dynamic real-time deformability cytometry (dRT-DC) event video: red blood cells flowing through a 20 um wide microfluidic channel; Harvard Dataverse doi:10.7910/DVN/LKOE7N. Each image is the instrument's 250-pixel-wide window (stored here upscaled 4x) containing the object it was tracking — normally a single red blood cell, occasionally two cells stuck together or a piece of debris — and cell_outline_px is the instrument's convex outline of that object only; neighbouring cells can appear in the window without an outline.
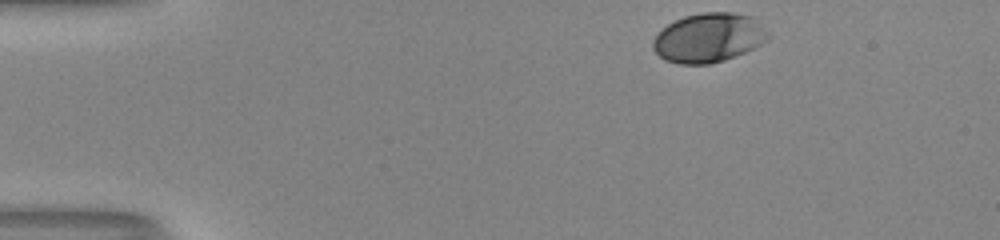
{"species": "human", "species_latin": "Homo sapiens", "temperature_condition": "room temperature", "stored_images_in_passage": 37, "camera_frame_rate_fps": 3000, "um_per_image_px": 0.085, "donor": {"sex": "male"}, "frame": {"image": 1, "passage_image": 1, "time_ms": 0.0, "image_size_px": [1000, 240], "cell_outline_px": [[768, 40], [744, 52], [724, 60], [708, 64], [680, 64], [664, 60], [652, 48], [652, 40], [668, 24], [684, 16], [704, 12], [732, 12], [752, 16], [764, 32]], "centroid_in_image_um": [60.17, 3.21], "position_along_channel_um": 24.8, "area_um2": 32.43}}
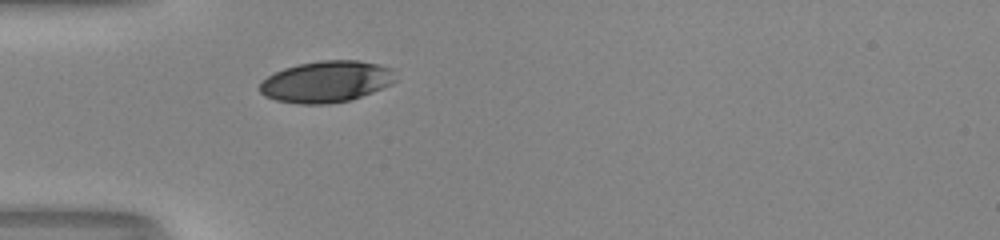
{"frame": {"image": 2, "passage_image": 10, "time_ms": 3.0, "image_size_px": [1000, 240], "cell_outline_px": [[396, 80], [392, 84], [352, 100], [328, 104], [300, 104], [276, 100], [264, 96], [260, 92], [260, 84], [268, 76], [284, 68], [300, 64], [320, 60], [360, 60], [380, 64], [396, 68]], "centroid_in_image_um": [27.81, 6.93], "position_along_channel_um": 57.2, "area_um2": 33.12}}
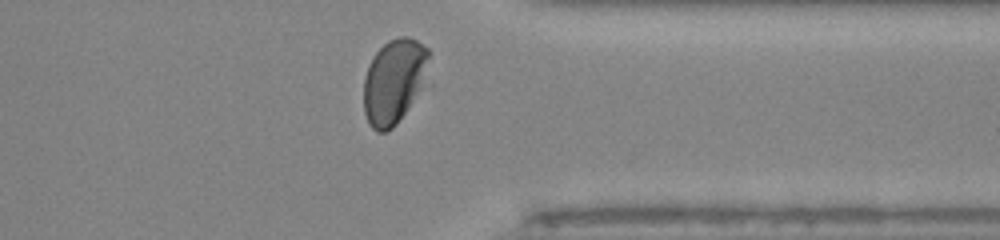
{"frame": {"image": 3, "passage_image": 35, "time_ms": 11.333, "image_size_px": [1000, 240], "cell_outline_px": [[432, 52], [420, 84], [416, 92], [404, 112], [396, 124], [392, 128], [384, 132], [376, 132], [368, 124], [364, 112], [364, 76], [372, 56], [388, 40], [400, 36], [408, 36], [416, 40], [428, 48]], "centroid_in_image_um": [33.43, 6.87], "position_along_channel_um": 378.0, "area_um2": 31.5}, "authors_computed_cell_mechanics": {"area_um2": 33.5818, "velocity_mm_per_s": 3.9775, "shape_relaxation_time_tau1_ms": 2.8333, "shape_relaxation_time_tau2_ms": null, "deformation_change_tau1": 0.1497, "deformation_change_tau2": null}}